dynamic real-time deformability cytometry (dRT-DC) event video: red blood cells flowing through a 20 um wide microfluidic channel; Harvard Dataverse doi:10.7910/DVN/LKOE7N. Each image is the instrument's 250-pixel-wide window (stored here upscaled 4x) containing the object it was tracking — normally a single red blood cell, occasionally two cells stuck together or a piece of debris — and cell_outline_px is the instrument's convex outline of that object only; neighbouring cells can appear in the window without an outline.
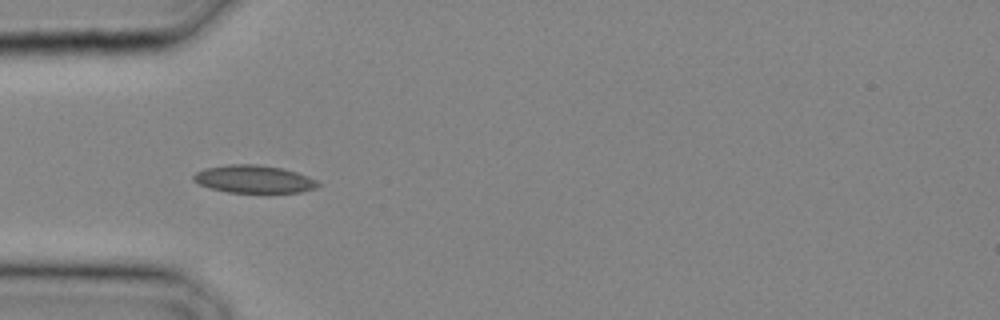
{"species": "common noctule bat (a hibernating species)", "species_latin": "Nyctalus noctula", "temperature_condition": "cold", "stored_images_in_passage": 29, "camera_frame_rate_fps": 3000, "um_per_image_px": 0.085, "animal": {"sex": "male", "body_mass_g": 20.4}, "frame": {"image": 1, "passage_image": 9, "time_ms": 2.667, "image_size_px": [1000, 320], "cell_outline_px": [[320, 184], [316, 188], [300, 192], [228, 192], [212, 188], [200, 184], [192, 180], [192, 176], [196, 172], [204, 168], [228, 164], [256, 164], [280, 168], [296, 172], [308, 176], [316, 180]], "centroid_in_image_um": [21.56, 15.22], "position_along_channel_um": 63.4, "area_um2": 19.94}}
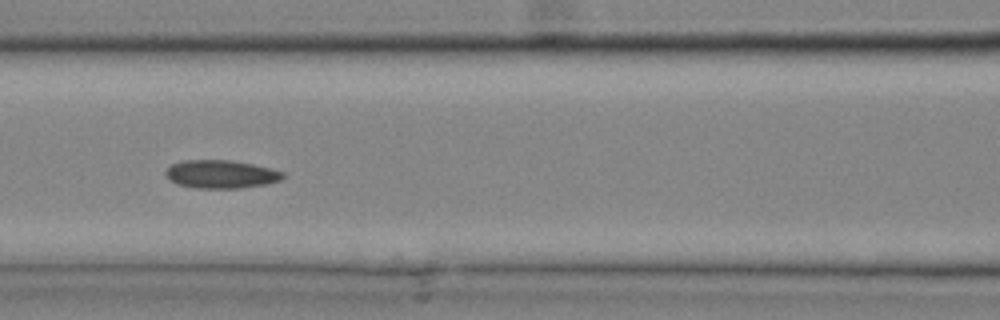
{"frame": {"image": 2, "passage_image": 13, "time_ms": 4.0, "image_size_px": [1000, 320], "cell_outline_px": [[288, 176], [280, 180], [264, 184], [240, 188], [196, 188], [180, 184], [168, 180], [164, 172], [172, 164], [184, 160], [232, 160], [252, 164], [284, 172]], "centroid_in_image_um": [18.79, 14.8], "position_along_channel_um": 147.8, "area_um2": 19.19}}